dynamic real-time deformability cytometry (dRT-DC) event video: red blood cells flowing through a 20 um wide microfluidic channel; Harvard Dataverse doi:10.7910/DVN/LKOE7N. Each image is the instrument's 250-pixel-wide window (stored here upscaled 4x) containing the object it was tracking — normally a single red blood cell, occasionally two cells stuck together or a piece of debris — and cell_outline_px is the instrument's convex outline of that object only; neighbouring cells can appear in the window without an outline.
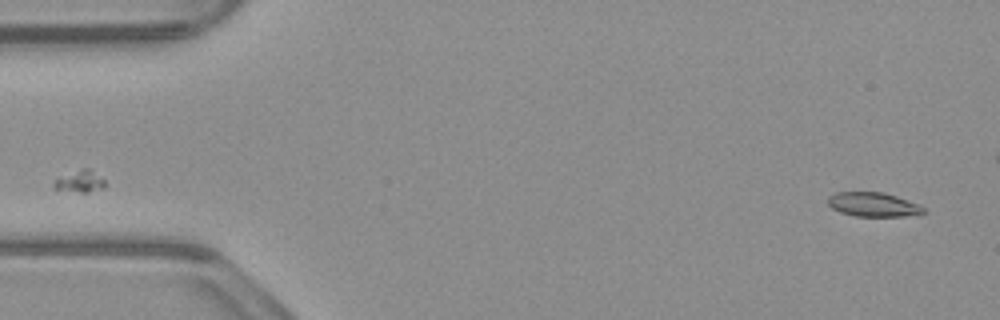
{"species": "common noctule bat (a hibernating species)", "species_latin": "Nyctalus noctula", "temperature_condition": "warm", "stored_images_in_passage": 21, "camera_frame_rate_fps": 3000, "um_per_image_px": 0.085, "animal": {"sex": "male", "body_mass_g": 23.1, "forearm_length_mm": 52.7}, "frame": {"image": 1, "passage_image": 3, "time_ms": 0.667, "image_size_px": [1000, 320], "cell_outline_px": [[928, 212], [920, 216], [856, 216], [840, 212], [832, 208], [828, 204], [828, 196], [836, 192], [884, 192], [920, 204]], "centroid_in_image_um": [74.3, 17.39], "position_along_channel_um": 10.7, "area_um2": 13.76}}
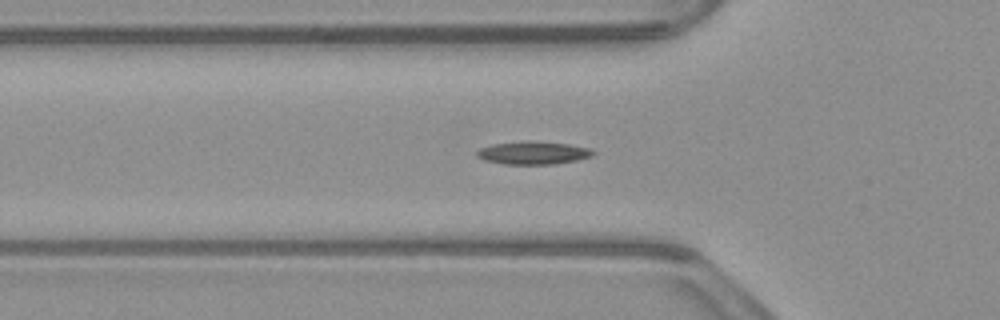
{"frame": {"image": 2, "passage_image": 18, "time_ms": 5.667, "image_size_px": [1000, 320], "cell_outline_px": [[596, 152], [592, 156], [576, 160], [556, 164], [504, 164], [484, 160], [476, 156], [476, 152], [480, 148], [492, 144], [528, 140], [568, 144], [592, 148]], "centroid_in_image_um": [45.33, 12.99], "position_along_channel_um": 80.5, "area_um2": 15.66}}
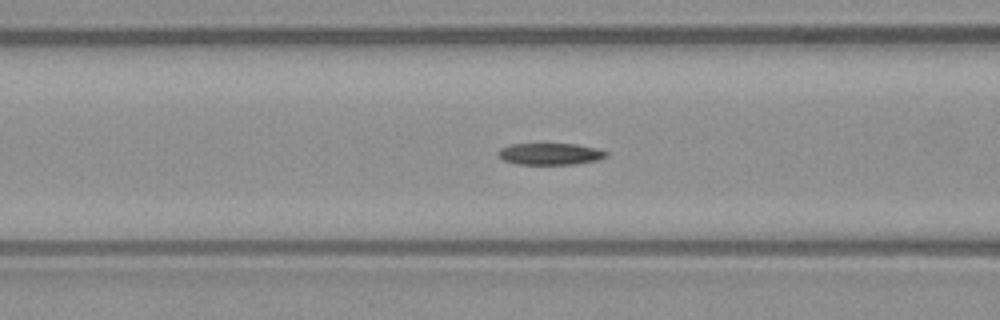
{"frame": {"image": 3, "passage_image": 21, "time_ms": 6.667, "image_size_px": [1000, 320], "cell_outline_px": [[608, 156], [596, 160], [572, 164], [516, 164], [504, 160], [496, 156], [496, 152], [500, 148], [508, 144], [576, 144], [596, 148], [608, 152]], "centroid_in_image_um": [46.7, 13.08], "position_along_channel_um": 119.9, "area_um2": 13.7}}